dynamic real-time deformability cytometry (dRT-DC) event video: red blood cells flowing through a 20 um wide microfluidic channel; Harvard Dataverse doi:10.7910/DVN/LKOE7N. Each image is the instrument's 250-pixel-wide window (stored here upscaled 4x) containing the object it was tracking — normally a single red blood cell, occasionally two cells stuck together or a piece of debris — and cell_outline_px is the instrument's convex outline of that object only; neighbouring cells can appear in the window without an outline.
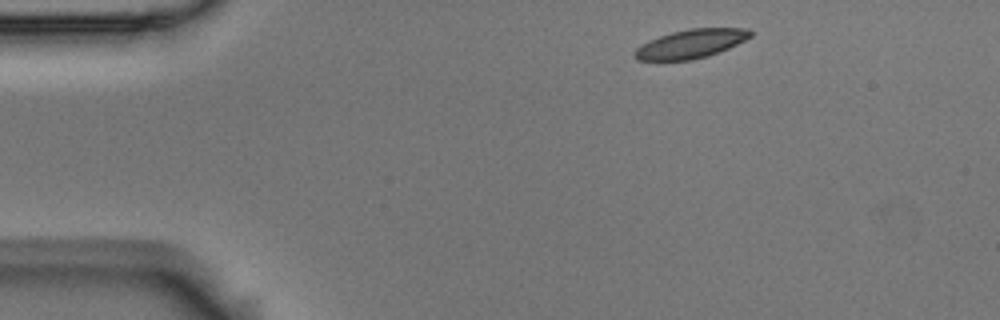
{"species": "Egyptian fruit bat (a non-hibernating species)", "species_latin": "Rousettus aegyptiacus", "temperature_condition": "room temperature", "stored_images_in_passage": 4, "segment_of_instrument_passage": [1, 2], "camera_frame_rate_fps": 3000, "um_per_image_px": 0.085, "animal": {"sex": "male"}, "frame": {"image": 1, "passage_image": 1, "time_ms": 0.0, "image_size_px": [1000, 320], "cell_outline_px": [[752, 36], [728, 48], [708, 56], [692, 60], [636, 60], [632, 56], [632, 52], [636, 48], [648, 40], [672, 32], [688, 28], [748, 28], [752, 32]], "centroid_in_image_um": [58.69, 3.72], "position_along_channel_um": 26.3, "area_um2": 19.48}}